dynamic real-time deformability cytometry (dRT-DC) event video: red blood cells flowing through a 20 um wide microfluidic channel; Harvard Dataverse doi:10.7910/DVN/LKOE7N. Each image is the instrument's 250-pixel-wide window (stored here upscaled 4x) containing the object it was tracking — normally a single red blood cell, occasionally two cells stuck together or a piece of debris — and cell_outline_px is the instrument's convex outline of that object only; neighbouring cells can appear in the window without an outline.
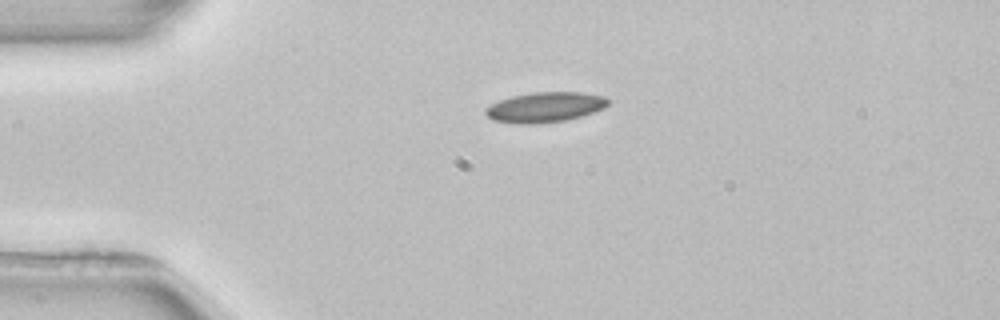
{"species": "common noctule bat (a hibernating species)", "species_latin": "Nyctalus noctula", "temperature_condition": "room temperature", "stored_images_in_passage": 3, "camera_frame_rate_fps": 3000, "um_per_image_px": 0.085, "animal": {"sex": "female", "body_mass_g": 22.7, "forearm_length_mm": 54.2}, "frame": {"image": 1, "passage_image": 3, "time_ms": 3.0, "image_size_px": [1000, 320], "cell_outline_px": [[608, 104], [604, 108], [568, 120], [532, 124], [516, 124], [492, 120], [484, 112], [484, 108], [500, 100], [512, 96], [532, 92], [584, 92], [604, 96], [608, 100]], "centroid_in_image_um": [46.3, 9.11], "position_along_channel_um": 38.7, "area_um2": 21.56}}